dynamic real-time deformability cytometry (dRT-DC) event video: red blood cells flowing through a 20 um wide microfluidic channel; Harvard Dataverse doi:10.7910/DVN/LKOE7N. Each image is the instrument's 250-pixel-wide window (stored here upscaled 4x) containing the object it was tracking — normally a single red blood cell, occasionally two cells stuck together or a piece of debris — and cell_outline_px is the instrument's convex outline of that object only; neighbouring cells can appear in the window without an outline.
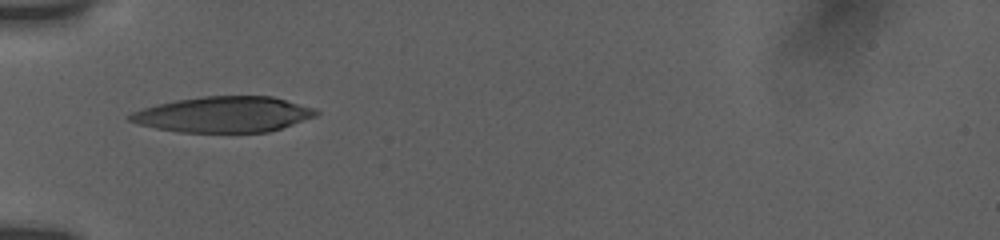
{"species": "human", "species_latin": "Homo sapiens", "temperature_condition": "room temperature", "stored_images_in_passage": 2, "camera_frame_rate_fps": 3000, "um_per_image_px": 0.085, "donor": {"sex": "female"}, "frame": {"image": 1, "passage_image": 1, "time_ms": 0.0, "image_size_px": [1000, 240], "cell_outline_px": [[320, 112], [316, 116], [268, 132], [180, 132], [156, 128], [140, 124], [128, 120], [128, 116], [132, 112], [156, 104], [176, 100], [204, 96], [272, 96], [316, 108]], "centroid_in_image_um": [19.02, 9.72], "position_along_channel_um": 66.0, "area_um2": 38.55}}